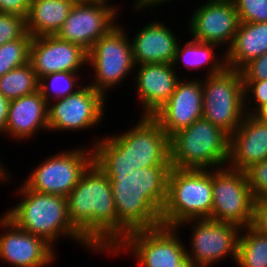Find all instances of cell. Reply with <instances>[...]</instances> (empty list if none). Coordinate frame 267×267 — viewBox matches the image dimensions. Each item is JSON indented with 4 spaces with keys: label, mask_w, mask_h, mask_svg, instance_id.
I'll list each match as a JSON object with an SVG mask.
<instances>
[{
    "label": "cell",
    "mask_w": 267,
    "mask_h": 267,
    "mask_svg": "<svg viewBox=\"0 0 267 267\" xmlns=\"http://www.w3.org/2000/svg\"><path fill=\"white\" fill-rule=\"evenodd\" d=\"M18 189L22 199L5 215L19 228L43 238L53 248L54 242L64 235L96 253L97 250L72 225L68 216L67 197L38 193L25 184Z\"/></svg>",
    "instance_id": "4"
},
{
    "label": "cell",
    "mask_w": 267,
    "mask_h": 267,
    "mask_svg": "<svg viewBox=\"0 0 267 267\" xmlns=\"http://www.w3.org/2000/svg\"><path fill=\"white\" fill-rule=\"evenodd\" d=\"M245 172L254 198L267 197V160L253 164Z\"/></svg>",
    "instance_id": "33"
},
{
    "label": "cell",
    "mask_w": 267,
    "mask_h": 267,
    "mask_svg": "<svg viewBox=\"0 0 267 267\" xmlns=\"http://www.w3.org/2000/svg\"><path fill=\"white\" fill-rule=\"evenodd\" d=\"M230 135L200 118L169 138L171 168L214 170L227 167Z\"/></svg>",
    "instance_id": "5"
},
{
    "label": "cell",
    "mask_w": 267,
    "mask_h": 267,
    "mask_svg": "<svg viewBox=\"0 0 267 267\" xmlns=\"http://www.w3.org/2000/svg\"><path fill=\"white\" fill-rule=\"evenodd\" d=\"M120 135L93 141L94 162L107 176H126L136 169L171 166L169 137L150 115Z\"/></svg>",
    "instance_id": "2"
},
{
    "label": "cell",
    "mask_w": 267,
    "mask_h": 267,
    "mask_svg": "<svg viewBox=\"0 0 267 267\" xmlns=\"http://www.w3.org/2000/svg\"><path fill=\"white\" fill-rule=\"evenodd\" d=\"M32 0H0V12L27 17Z\"/></svg>",
    "instance_id": "36"
},
{
    "label": "cell",
    "mask_w": 267,
    "mask_h": 267,
    "mask_svg": "<svg viewBox=\"0 0 267 267\" xmlns=\"http://www.w3.org/2000/svg\"><path fill=\"white\" fill-rule=\"evenodd\" d=\"M267 160V123L245 114L240 126L230 135L227 167L246 171Z\"/></svg>",
    "instance_id": "20"
},
{
    "label": "cell",
    "mask_w": 267,
    "mask_h": 267,
    "mask_svg": "<svg viewBox=\"0 0 267 267\" xmlns=\"http://www.w3.org/2000/svg\"><path fill=\"white\" fill-rule=\"evenodd\" d=\"M267 52V22L239 23L234 40L225 52L226 67L240 70Z\"/></svg>",
    "instance_id": "23"
},
{
    "label": "cell",
    "mask_w": 267,
    "mask_h": 267,
    "mask_svg": "<svg viewBox=\"0 0 267 267\" xmlns=\"http://www.w3.org/2000/svg\"><path fill=\"white\" fill-rule=\"evenodd\" d=\"M108 1L75 2L56 36L79 45L88 53L100 37L117 25L119 10Z\"/></svg>",
    "instance_id": "13"
},
{
    "label": "cell",
    "mask_w": 267,
    "mask_h": 267,
    "mask_svg": "<svg viewBox=\"0 0 267 267\" xmlns=\"http://www.w3.org/2000/svg\"><path fill=\"white\" fill-rule=\"evenodd\" d=\"M212 189L211 220L236 224L241 228L252 225L255 198L245 171L229 167L212 170Z\"/></svg>",
    "instance_id": "11"
},
{
    "label": "cell",
    "mask_w": 267,
    "mask_h": 267,
    "mask_svg": "<svg viewBox=\"0 0 267 267\" xmlns=\"http://www.w3.org/2000/svg\"><path fill=\"white\" fill-rule=\"evenodd\" d=\"M203 80L202 118L231 135L245 117L244 86L240 70L225 68Z\"/></svg>",
    "instance_id": "8"
},
{
    "label": "cell",
    "mask_w": 267,
    "mask_h": 267,
    "mask_svg": "<svg viewBox=\"0 0 267 267\" xmlns=\"http://www.w3.org/2000/svg\"><path fill=\"white\" fill-rule=\"evenodd\" d=\"M135 67V90L144 112L141 113L151 116L172 96L182 78L173 64L145 63Z\"/></svg>",
    "instance_id": "19"
},
{
    "label": "cell",
    "mask_w": 267,
    "mask_h": 267,
    "mask_svg": "<svg viewBox=\"0 0 267 267\" xmlns=\"http://www.w3.org/2000/svg\"><path fill=\"white\" fill-rule=\"evenodd\" d=\"M127 35L123 26L117 24L100 37L87 53V64L93 69L95 78L90 86L104 97L135 71L132 46Z\"/></svg>",
    "instance_id": "7"
},
{
    "label": "cell",
    "mask_w": 267,
    "mask_h": 267,
    "mask_svg": "<svg viewBox=\"0 0 267 267\" xmlns=\"http://www.w3.org/2000/svg\"><path fill=\"white\" fill-rule=\"evenodd\" d=\"M170 169L171 166H152L136 169L126 176H107L117 219L129 231L162 225Z\"/></svg>",
    "instance_id": "3"
},
{
    "label": "cell",
    "mask_w": 267,
    "mask_h": 267,
    "mask_svg": "<svg viewBox=\"0 0 267 267\" xmlns=\"http://www.w3.org/2000/svg\"><path fill=\"white\" fill-rule=\"evenodd\" d=\"M83 85L75 93L48 104L49 131L89 130L102 122L106 97L89 84Z\"/></svg>",
    "instance_id": "14"
},
{
    "label": "cell",
    "mask_w": 267,
    "mask_h": 267,
    "mask_svg": "<svg viewBox=\"0 0 267 267\" xmlns=\"http://www.w3.org/2000/svg\"><path fill=\"white\" fill-rule=\"evenodd\" d=\"M9 100L6 99L0 93V135L5 133L7 118H8V107H9Z\"/></svg>",
    "instance_id": "37"
},
{
    "label": "cell",
    "mask_w": 267,
    "mask_h": 267,
    "mask_svg": "<svg viewBox=\"0 0 267 267\" xmlns=\"http://www.w3.org/2000/svg\"><path fill=\"white\" fill-rule=\"evenodd\" d=\"M76 2H81V1H98V0H75Z\"/></svg>",
    "instance_id": "42"
},
{
    "label": "cell",
    "mask_w": 267,
    "mask_h": 267,
    "mask_svg": "<svg viewBox=\"0 0 267 267\" xmlns=\"http://www.w3.org/2000/svg\"><path fill=\"white\" fill-rule=\"evenodd\" d=\"M163 2H171V0H135L134 10H136L137 12L145 11L146 8L151 9V7H156V5L158 4L161 5L163 4Z\"/></svg>",
    "instance_id": "38"
},
{
    "label": "cell",
    "mask_w": 267,
    "mask_h": 267,
    "mask_svg": "<svg viewBox=\"0 0 267 267\" xmlns=\"http://www.w3.org/2000/svg\"><path fill=\"white\" fill-rule=\"evenodd\" d=\"M201 80V81H200ZM203 80H179L172 96L151 116L159 123L170 138L173 134L189 127L202 118Z\"/></svg>",
    "instance_id": "17"
},
{
    "label": "cell",
    "mask_w": 267,
    "mask_h": 267,
    "mask_svg": "<svg viewBox=\"0 0 267 267\" xmlns=\"http://www.w3.org/2000/svg\"><path fill=\"white\" fill-rule=\"evenodd\" d=\"M39 90V79L30 62L0 77V93L9 101Z\"/></svg>",
    "instance_id": "27"
},
{
    "label": "cell",
    "mask_w": 267,
    "mask_h": 267,
    "mask_svg": "<svg viewBox=\"0 0 267 267\" xmlns=\"http://www.w3.org/2000/svg\"><path fill=\"white\" fill-rule=\"evenodd\" d=\"M136 33L130 39L135 66L173 63L179 39L165 23L152 20Z\"/></svg>",
    "instance_id": "22"
},
{
    "label": "cell",
    "mask_w": 267,
    "mask_h": 267,
    "mask_svg": "<svg viewBox=\"0 0 267 267\" xmlns=\"http://www.w3.org/2000/svg\"><path fill=\"white\" fill-rule=\"evenodd\" d=\"M79 72H56L50 73L39 79V90L49 104L69 94L75 93L83 85H77L81 77ZM78 88V89H77ZM51 100V101H50Z\"/></svg>",
    "instance_id": "28"
},
{
    "label": "cell",
    "mask_w": 267,
    "mask_h": 267,
    "mask_svg": "<svg viewBox=\"0 0 267 267\" xmlns=\"http://www.w3.org/2000/svg\"><path fill=\"white\" fill-rule=\"evenodd\" d=\"M75 0H32L26 29L32 37L56 35L63 26Z\"/></svg>",
    "instance_id": "24"
},
{
    "label": "cell",
    "mask_w": 267,
    "mask_h": 267,
    "mask_svg": "<svg viewBox=\"0 0 267 267\" xmlns=\"http://www.w3.org/2000/svg\"><path fill=\"white\" fill-rule=\"evenodd\" d=\"M72 225L97 250H112L130 232L118 219L107 175L93 162L67 196Z\"/></svg>",
    "instance_id": "1"
},
{
    "label": "cell",
    "mask_w": 267,
    "mask_h": 267,
    "mask_svg": "<svg viewBox=\"0 0 267 267\" xmlns=\"http://www.w3.org/2000/svg\"><path fill=\"white\" fill-rule=\"evenodd\" d=\"M240 71L243 81L267 80V52L249 61Z\"/></svg>",
    "instance_id": "34"
},
{
    "label": "cell",
    "mask_w": 267,
    "mask_h": 267,
    "mask_svg": "<svg viewBox=\"0 0 267 267\" xmlns=\"http://www.w3.org/2000/svg\"><path fill=\"white\" fill-rule=\"evenodd\" d=\"M239 22H267V0H232Z\"/></svg>",
    "instance_id": "30"
},
{
    "label": "cell",
    "mask_w": 267,
    "mask_h": 267,
    "mask_svg": "<svg viewBox=\"0 0 267 267\" xmlns=\"http://www.w3.org/2000/svg\"><path fill=\"white\" fill-rule=\"evenodd\" d=\"M252 226L263 235H267V197L254 199Z\"/></svg>",
    "instance_id": "35"
},
{
    "label": "cell",
    "mask_w": 267,
    "mask_h": 267,
    "mask_svg": "<svg viewBox=\"0 0 267 267\" xmlns=\"http://www.w3.org/2000/svg\"><path fill=\"white\" fill-rule=\"evenodd\" d=\"M189 19V33L193 40L231 46L239 26L238 13L232 0H206ZM223 44V45H222Z\"/></svg>",
    "instance_id": "16"
},
{
    "label": "cell",
    "mask_w": 267,
    "mask_h": 267,
    "mask_svg": "<svg viewBox=\"0 0 267 267\" xmlns=\"http://www.w3.org/2000/svg\"><path fill=\"white\" fill-rule=\"evenodd\" d=\"M188 223L193 232L190 233L191 251L187 249L186 252L187 257L196 265L211 267L227 256H232L234 263L236 262L241 227L211 219H190L180 223L176 228L184 227Z\"/></svg>",
    "instance_id": "12"
},
{
    "label": "cell",
    "mask_w": 267,
    "mask_h": 267,
    "mask_svg": "<svg viewBox=\"0 0 267 267\" xmlns=\"http://www.w3.org/2000/svg\"><path fill=\"white\" fill-rule=\"evenodd\" d=\"M93 162L92 147L62 151L41 161L24 184L38 193L67 197Z\"/></svg>",
    "instance_id": "10"
},
{
    "label": "cell",
    "mask_w": 267,
    "mask_h": 267,
    "mask_svg": "<svg viewBox=\"0 0 267 267\" xmlns=\"http://www.w3.org/2000/svg\"><path fill=\"white\" fill-rule=\"evenodd\" d=\"M32 36L27 32L20 39L0 46V77L10 70L29 62Z\"/></svg>",
    "instance_id": "29"
},
{
    "label": "cell",
    "mask_w": 267,
    "mask_h": 267,
    "mask_svg": "<svg viewBox=\"0 0 267 267\" xmlns=\"http://www.w3.org/2000/svg\"><path fill=\"white\" fill-rule=\"evenodd\" d=\"M29 62L40 79L50 73L80 72L87 65V52L56 35L37 36L31 41Z\"/></svg>",
    "instance_id": "18"
},
{
    "label": "cell",
    "mask_w": 267,
    "mask_h": 267,
    "mask_svg": "<svg viewBox=\"0 0 267 267\" xmlns=\"http://www.w3.org/2000/svg\"><path fill=\"white\" fill-rule=\"evenodd\" d=\"M235 264L237 267H267V235L252 225L241 229Z\"/></svg>",
    "instance_id": "26"
},
{
    "label": "cell",
    "mask_w": 267,
    "mask_h": 267,
    "mask_svg": "<svg viewBox=\"0 0 267 267\" xmlns=\"http://www.w3.org/2000/svg\"><path fill=\"white\" fill-rule=\"evenodd\" d=\"M212 194V170L171 168L161 212L162 226L177 227L190 219H211Z\"/></svg>",
    "instance_id": "6"
},
{
    "label": "cell",
    "mask_w": 267,
    "mask_h": 267,
    "mask_svg": "<svg viewBox=\"0 0 267 267\" xmlns=\"http://www.w3.org/2000/svg\"><path fill=\"white\" fill-rule=\"evenodd\" d=\"M27 33L26 17L0 12V46Z\"/></svg>",
    "instance_id": "31"
},
{
    "label": "cell",
    "mask_w": 267,
    "mask_h": 267,
    "mask_svg": "<svg viewBox=\"0 0 267 267\" xmlns=\"http://www.w3.org/2000/svg\"><path fill=\"white\" fill-rule=\"evenodd\" d=\"M243 86L245 112L253 115L262 105L267 103V80L243 81ZM249 104L252 105L250 108Z\"/></svg>",
    "instance_id": "32"
},
{
    "label": "cell",
    "mask_w": 267,
    "mask_h": 267,
    "mask_svg": "<svg viewBox=\"0 0 267 267\" xmlns=\"http://www.w3.org/2000/svg\"><path fill=\"white\" fill-rule=\"evenodd\" d=\"M7 170L4 168V165L0 161V181H8L10 179V173L7 174ZM9 176V177H8ZM9 178V179H8Z\"/></svg>",
    "instance_id": "40"
},
{
    "label": "cell",
    "mask_w": 267,
    "mask_h": 267,
    "mask_svg": "<svg viewBox=\"0 0 267 267\" xmlns=\"http://www.w3.org/2000/svg\"><path fill=\"white\" fill-rule=\"evenodd\" d=\"M40 130L49 131L48 103L40 90L9 102L4 135L27 141Z\"/></svg>",
    "instance_id": "21"
},
{
    "label": "cell",
    "mask_w": 267,
    "mask_h": 267,
    "mask_svg": "<svg viewBox=\"0 0 267 267\" xmlns=\"http://www.w3.org/2000/svg\"><path fill=\"white\" fill-rule=\"evenodd\" d=\"M176 267H199V266L196 265L191 259L187 257L182 263H180Z\"/></svg>",
    "instance_id": "41"
},
{
    "label": "cell",
    "mask_w": 267,
    "mask_h": 267,
    "mask_svg": "<svg viewBox=\"0 0 267 267\" xmlns=\"http://www.w3.org/2000/svg\"><path fill=\"white\" fill-rule=\"evenodd\" d=\"M254 117H256L258 120L266 122L267 123V103L262 105L254 114Z\"/></svg>",
    "instance_id": "39"
},
{
    "label": "cell",
    "mask_w": 267,
    "mask_h": 267,
    "mask_svg": "<svg viewBox=\"0 0 267 267\" xmlns=\"http://www.w3.org/2000/svg\"><path fill=\"white\" fill-rule=\"evenodd\" d=\"M178 231L162 225L130 231L110 254L135 255L139 267H176L187 258L186 245L177 236Z\"/></svg>",
    "instance_id": "9"
},
{
    "label": "cell",
    "mask_w": 267,
    "mask_h": 267,
    "mask_svg": "<svg viewBox=\"0 0 267 267\" xmlns=\"http://www.w3.org/2000/svg\"><path fill=\"white\" fill-rule=\"evenodd\" d=\"M0 260L14 267H47L55 262L56 250L43 238L19 228L1 214Z\"/></svg>",
    "instance_id": "15"
},
{
    "label": "cell",
    "mask_w": 267,
    "mask_h": 267,
    "mask_svg": "<svg viewBox=\"0 0 267 267\" xmlns=\"http://www.w3.org/2000/svg\"><path fill=\"white\" fill-rule=\"evenodd\" d=\"M181 41L176 48L175 57L173 61V67L177 69L178 64L182 63L185 69L199 70L203 66L208 67L206 71L208 74L204 76L215 75L221 73L226 68V58L224 56L216 55L217 47L216 44L204 43L191 39L181 47ZM221 56V57H220ZM220 57V58H217ZM210 66V67H209Z\"/></svg>",
    "instance_id": "25"
}]
</instances>
